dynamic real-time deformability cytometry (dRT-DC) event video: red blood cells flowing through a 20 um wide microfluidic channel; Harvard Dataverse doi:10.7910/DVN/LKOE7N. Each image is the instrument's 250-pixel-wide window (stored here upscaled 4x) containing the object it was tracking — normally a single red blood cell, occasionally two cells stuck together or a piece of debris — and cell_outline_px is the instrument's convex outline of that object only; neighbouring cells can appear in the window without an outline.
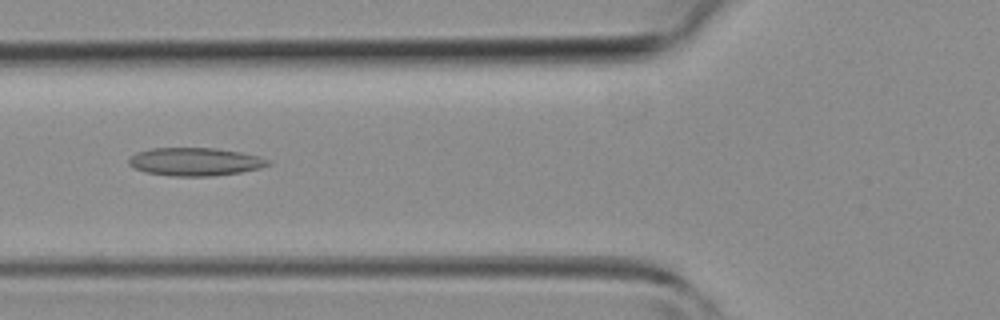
{"species": "common noctule bat (a hibernating species)", "species_latin": "Nyctalus noctula", "temperature_condition": "room temperature", "stored_images_in_passage": 38, "camera_frame_rate_fps": 3000, "um_per_image_px": 0.085, "animal": {"sex": "female", "body_mass_g": 19.3, "forearm_length_mm": 54.1}, "frame": {"image": 1, "passage_image": 11, "time_ms": 3.333, "image_size_px": [1000, 320], "cell_outline_px": [[272, 164], [260, 168], [240, 172], [208, 176], [172, 176], [144, 172], [128, 164], [128, 160], [136, 152], [152, 148], [216, 148], [240, 152], [260, 156], [268, 160]], "centroid_in_image_um": [16.58, 13.74], "position_along_channel_um": 109.2, "area_um2": 22.72}}
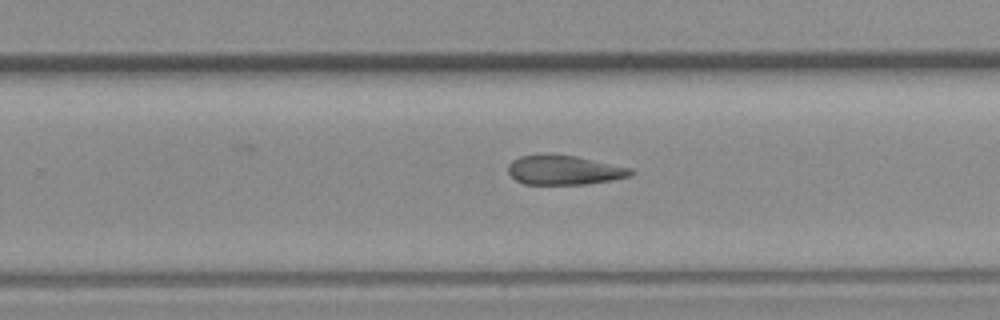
{"frame": {"image": 2, "passage_image": 22, "time_ms": 7.0, "image_size_px": [1000, 320], "cell_outline_px": [[636, 172], [632, 176], [612, 180], [588, 184], [524, 184], [516, 180], [508, 172], [508, 164], [512, 160], [520, 156], [544, 152], [552, 152], [576, 156], [632, 168]], "centroid_in_image_um": [47.95, 14.43], "position_along_channel_um": 281.8, "area_um2": 21.62}}
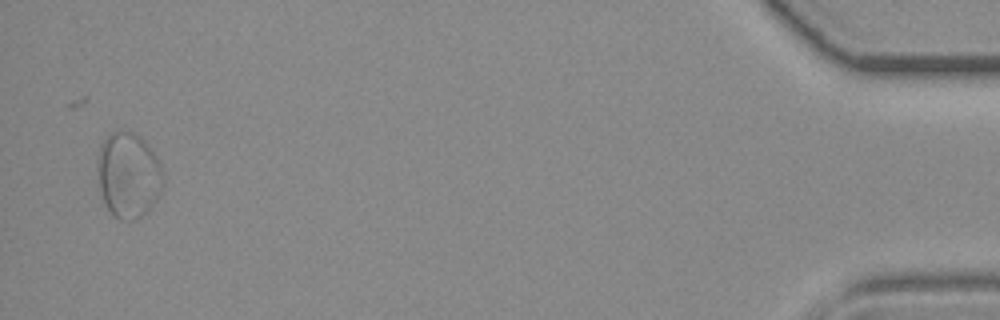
{"frame": {"image": 3, "passage_image": 37, "time_ms": 12.0, "image_size_px": [1000, 320], "cell_outline_px": [[164, 184], [156, 200], [148, 212], [132, 220], [124, 220], [112, 216], [104, 200], [100, 188], [96, 168], [96, 164], [100, 144], [112, 132], [132, 132], [140, 136], [148, 144], [156, 156], [160, 164], [164, 176]], "centroid_in_image_um": [10.92, 14.89], "position_along_channel_um": 424.3, "area_um2": 32.83}}